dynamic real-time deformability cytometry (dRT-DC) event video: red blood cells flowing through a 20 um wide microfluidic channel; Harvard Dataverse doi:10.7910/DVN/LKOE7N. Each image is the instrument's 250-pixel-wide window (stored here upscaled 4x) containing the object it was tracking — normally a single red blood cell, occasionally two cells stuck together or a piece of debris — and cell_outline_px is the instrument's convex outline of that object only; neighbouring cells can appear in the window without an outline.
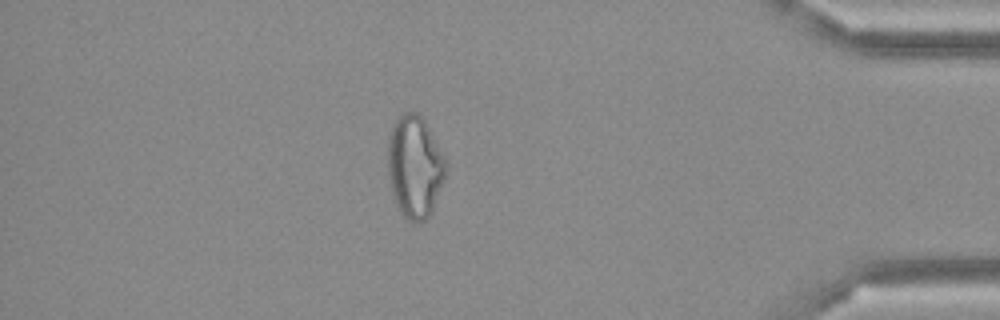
{"species": "Egyptian fruit bat (a non-hibernating species)", "species_latin": "Rousettus aegyptiacus", "temperature_condition": "cold", "stored_images_in_passage": 50, "camera_frame_rate_fps": 3000, "um_per_image_px": 0.085, "frame": {"image": 1, "passage_image": 43, "time_ms": 14.0, "image_size_px": [1000, 320], "cell_outline_px": [[448, 168], [444, 180], [432, 212], [424, 220], [416, 224], [408, 220], [400, 212], [392, 192], [388, 176], [388, 140], [396, 116], [404, 112], [416, 112], [424, 120], [448, 160]], "centroid_in_image_um": [35.28, 14.17], "position_along_channel_um": 399.9, "area_um2": 34.97}}